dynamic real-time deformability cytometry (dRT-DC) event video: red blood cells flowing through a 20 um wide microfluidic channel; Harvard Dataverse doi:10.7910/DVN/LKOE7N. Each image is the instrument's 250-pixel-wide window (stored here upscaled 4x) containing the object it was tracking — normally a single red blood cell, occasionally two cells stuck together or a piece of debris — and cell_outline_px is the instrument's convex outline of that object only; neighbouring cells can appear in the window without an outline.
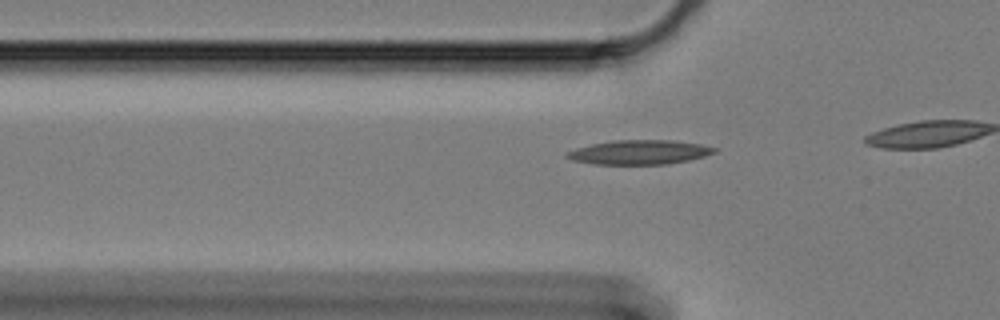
{"species": "Egyptian fruit bat (a non-hibernating species)", "species_latin": "Rousettus aegyptiacus", "temperature_condition": "cold", "stored_images_in_passage": 22, "camera_frame_rate_fps": 3000, "um_per_image_px": 0.085, "animal": {"sex": "female"}, "frame": {"image": 1, "passage_image": 16, "time_ms": 5.0, "image_size_px": [1000, 320], "cell_outline_px": [[720, 148], [716, 152], [704, 156], [688, 160], [668, 164], [596, 164], [572, 160], [564, 156], [564, 152], [576, 148], [592, 144], [612, 140], [672, 140], [700, 144]], "centroid_in_image_um": [54.34, 12.93], "position_along_channel_um": 71.5, "area_um2": 20.98}}
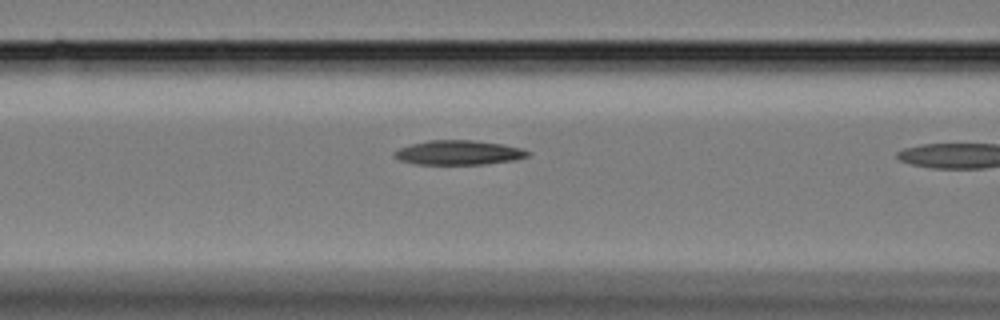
{"frame": {"image": 2, "passage_image": 21, "time_ms": 6.667, "image_size_px": [1000, 320], "cell_outline_px": [[532, 152], [528, 156], [516, 160], [484, 164], [416, 164], [400, 160], [392, 152], [400, 148], [412, 144], [428, 140], [472, 140], [504, 144], [520, 148]], "centroid_in_image_um": [39.02, 12.97], "position_along_channel_um": 127.6, "area_um2": 18.96}}